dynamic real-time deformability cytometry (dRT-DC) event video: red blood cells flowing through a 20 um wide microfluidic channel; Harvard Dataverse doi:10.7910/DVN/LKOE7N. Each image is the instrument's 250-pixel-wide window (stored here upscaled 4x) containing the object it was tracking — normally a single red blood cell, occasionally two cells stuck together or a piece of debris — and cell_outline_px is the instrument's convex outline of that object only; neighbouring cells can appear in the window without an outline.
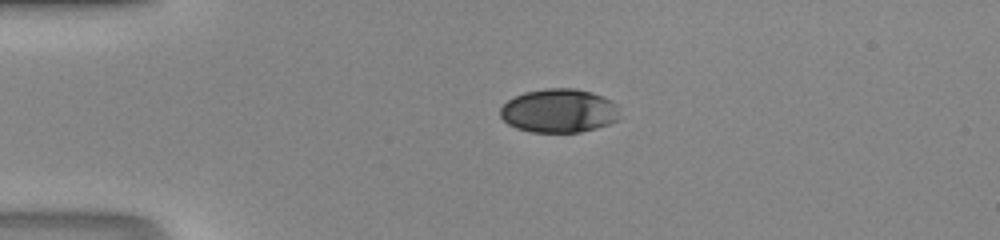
{"species": "human", "species_latin": "Homo sapiens", "temperature_condition": "room temperature", "stored_images_in_passage": 37, "camera_frame_rate_fps": 3000, "um_per_image_px": 0.085, "donor": {"sex": "male"}, "frame": {"image": 1, "passage_image": 1, "time_ms": 0.0, "image_size_px": [1000, 240], "cell_outline_px": [[616, 120], [608, 124], [596, 128], [580, 132], [532, 132], [516, 128], [508, 124], [500, 116], [500, 108], [508, 100], [524, 92], [544, 88], [576, 88], [592, 92], [604, 96], [612, 100], [616, 104]], "centroid_in_image_um": [47.48, 9.4], "position_along_channel_um": 37.5, "area_um2": 30.4}}
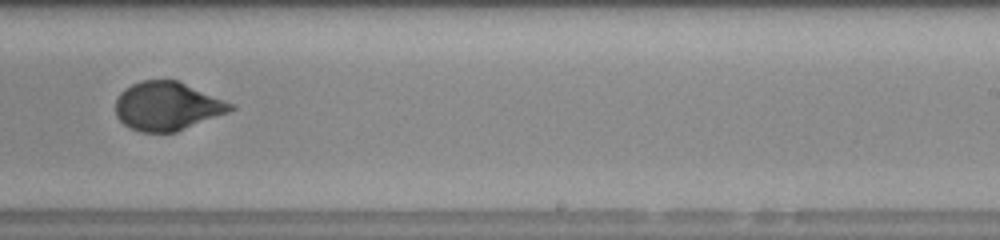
{"frame": {"image": 2, "passage_image": 20, "time_ms": 6.333, "image_size_px": [1000, 240], "cell_outline_px": [[236, 108], [228, 112], [176, 132], [140, 132], [128, 128], [116, 116], [116, 100], [120, 92], [124, 88], [140, 80], [176, 80], [236, 104]], "centroid_in_image_um": [14.2, 9.02], "position_along_channel_um": 274.8, "area_um2": 32.6}}
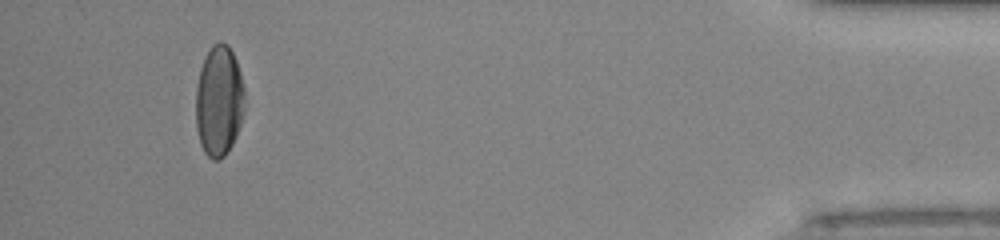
{"frame": {"image": 3, "passage_image": 34, "time_ms": 11.0, "image_size_px": [1000, 240], "cell_outline_px": [[244, 112], [236, 136], [232, 144], [224, 156], [220, 160], [212, 160], [204, 152], [200, 144], [196, 128], [196, 88], [200, 68], [204, 56], [212, 44], [220, 40], [228, 44], [236, 60], [240, 72], [244, 88]], "centroid_in_image_um": [18.6, 8.56], "position_along_channel_um": 416.6, "area_um2": 31.91}}